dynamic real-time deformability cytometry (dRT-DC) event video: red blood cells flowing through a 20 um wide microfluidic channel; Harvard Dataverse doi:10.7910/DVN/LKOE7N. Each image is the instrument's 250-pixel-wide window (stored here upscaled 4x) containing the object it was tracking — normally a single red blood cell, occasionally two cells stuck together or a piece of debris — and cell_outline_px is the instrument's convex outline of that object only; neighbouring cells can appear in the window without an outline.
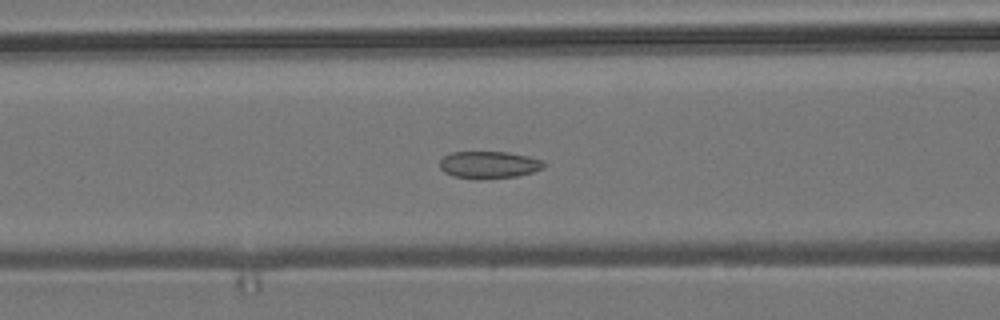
{"species": "common noctule bat (a hibernating species)", "species_latin": "Nyctalus noctula", "temperature_condition": "room temperature", "stored_images_in_passage": 55, "camera_frame_rate_fps": 3000, "um_per_image_px": 0.085, "animal": {"sex": "male", "body_mass_g": 19.2, "forearm_length_mm": 51.8}, "frame": {"image": 1, "passage_image": 22, "time_ms": 7.0, "image_size_px": [1000, 320], "cell_outline_px": [[548, 164], [544, 168], [532, 172], [516, 176], [452, 176], [444, 172], [440, 168], [440, 160], [444, 156], [452, 152], [508, 152], [528, 156], [544, 160]], "centroid_in_image_um": [41.62, 13.95], "position_along_channel_um": 125.0, "area_um2": 15.84}}
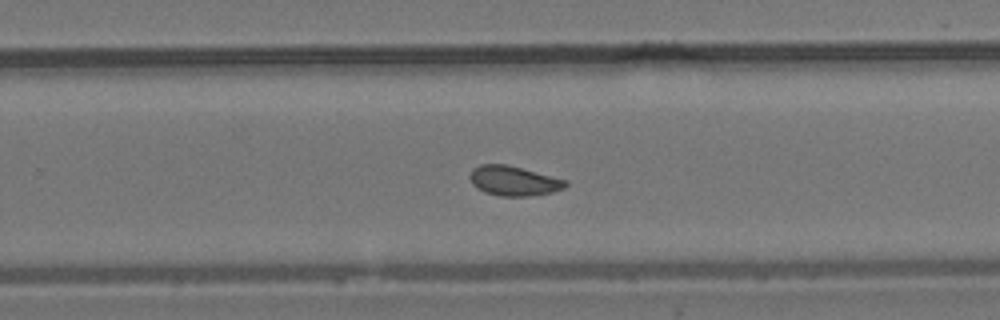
{"frame": {"image": 2, "passage_image": 35, "time_ms": 11.333, "image_size_px": [1000, 320], "cell_outline_px": [[568, 184], [564, 188], [552, 192], [528, 196], [500, 196], [484, 192], [476, 188], [472, 184], [468, 176], [472, 168], [480, 164], [508, 164], [568, 180]], "centroid_in_image_um": [43.64, 15.36], "position_along_channel_um": 286.2, "area_um2": 16.82}}
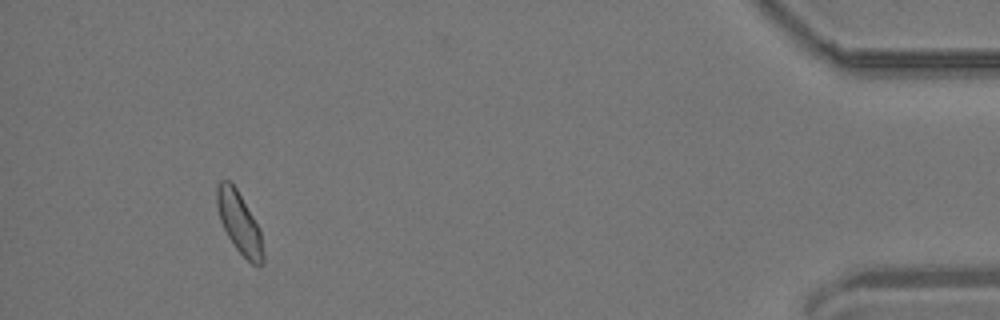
{"frame": {"image": 3, "passage_image": 51, "time_ms": 16.667, "image_size_px": [1000, 320], "cell_outline_px": [[264, 264], [252, 264], [236, 248], [228, 236], [220, 220], [216, 204], [216, 184], [220, 180], [228, 180], [236, 188], [260, 228], [264, 252]], "centroid_in_image_um": [20.34, 18.92], "position_along_channel_um": 414.9, "area_um2": 16.47}, "authors_computed_cell_mechanics": {"area_um2": 16.762, "velocity_mm_per_s": 3.7238, "shape_relaxation_time_tau1_ms": null, "shape_relaxation_time_tau2_ms": 3.7254, "deformation_change_tau1": null, "deformation_change_tau2": 0.0783}}